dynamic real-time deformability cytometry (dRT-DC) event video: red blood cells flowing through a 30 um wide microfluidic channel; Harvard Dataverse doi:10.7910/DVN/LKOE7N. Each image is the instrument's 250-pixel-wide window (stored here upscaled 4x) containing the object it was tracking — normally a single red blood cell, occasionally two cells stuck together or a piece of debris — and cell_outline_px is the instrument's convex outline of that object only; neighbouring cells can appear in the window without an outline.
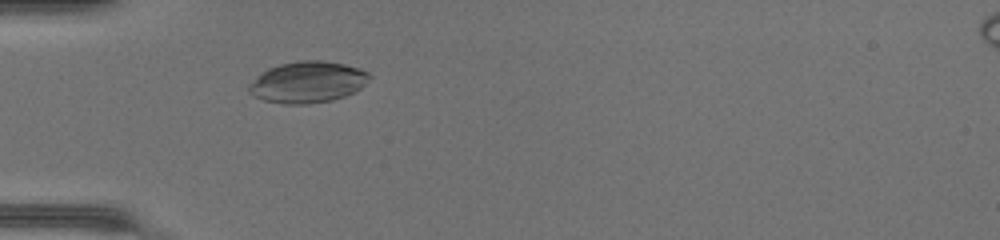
{"species": "common noctule bat (a hibernating species)", "species_latin": "Nyctalus noctula", "temperature_condition": "warm", "stored_images_in_passage": 43, "camera_frame_rate_fps": 3000, "um_per_image_px": 0.085, "animal": {"sex": "female", "body_mass_g": 17.0, "forearm_length_mm": 48.0}, "frame": {"image": 1, "passage_image": 11, "time_ms": 3.333, "image_size_px": [1000, 240], "cell_outline_px": [[372, 76], [360, 88], [344, 96], [332, 100], [308, 104], [284, 104], [264, 100], [248, 92], [248, 88], [268, 68], [280, 64], [300, 60], [320, 60], [344, 64], [360, 68], [368, 72]], "centroid_in_image_um": [26.19, 6.97], "position_along_channel_um": 58.8, "area_um2": 28.61}}
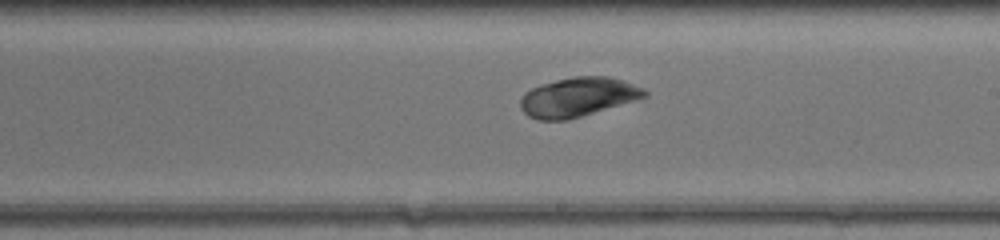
{"frame": {"image": 2, "passage_image": 24, "time_ms": 7.667, "image_size_px": [1000, 240], "cell_outline_px": [[648, 96], [640, 100], [568, 120], [536, 120], [528, 116], [520, 108], [520, 100], [532, 88], [540, 84], [572, 76], [608, 76], [624, 80], [644, 88], [648, 92]], "centroid_in_image_um": [49.19, 8.25], "position_along_channel_um": 239.8, "area_um2": 28.78}}
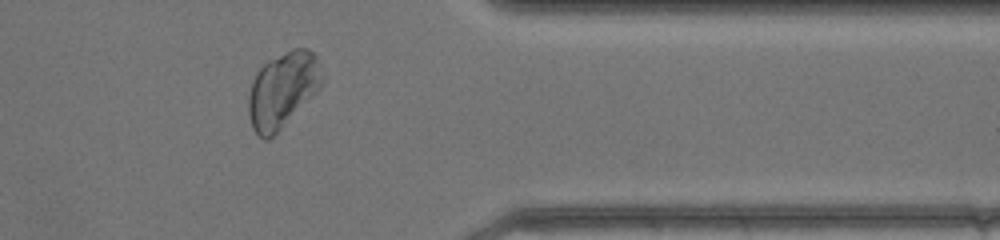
{"frame": {"image": 3, "passage_image": 35, "time_ms": 11.333, "image_size_px": [1000, 240], "cell_outline_px": [[324, 84], [268, 140], [264, 140], [252, 128], [248, 112], [248, 96], [252, 80], [256, 72], [268, 60], [292, 48], [308, 48], [316, 56], [324, 76]], "centroid_in_image_um": [24.02, 7.6], "position_along_channel_um": 387.4, "area_um2": 32.25}, "authors_computed_cell_mechanics": {"area_um2": 28.7844, "velocity_mm_per_s": 4.3431, "shape_relaxation_time_tau1_ms": 6.3375, "shape_relaxation_time_tau2_ms": 4.0359, "deformation_change_tau1": 0.0656, "deformation_change_tau2": 0.0609}}